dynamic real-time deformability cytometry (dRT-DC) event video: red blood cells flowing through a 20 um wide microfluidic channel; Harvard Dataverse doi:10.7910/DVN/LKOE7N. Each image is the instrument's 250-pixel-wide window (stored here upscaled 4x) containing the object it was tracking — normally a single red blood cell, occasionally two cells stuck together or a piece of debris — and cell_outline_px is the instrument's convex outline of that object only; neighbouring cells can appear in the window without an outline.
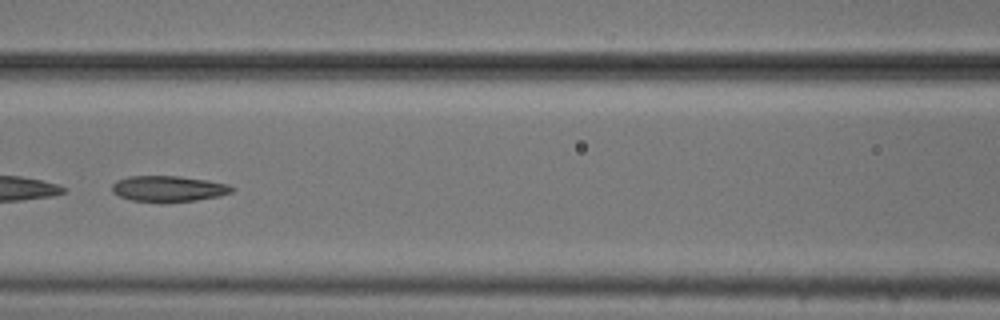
{"species": "common noctule bat (a hibernating species)", "species_latin": "Nyctalus noctula", "temperature_condition": "cold", "stored_images_in_passage": 42, "camera_frame_rate_fps": 3000, "um_per_image_px": 0.085, "animal": {"sex": "male", "body_mass_g": 20.5, "forearm_length_mm": 52.5}, "frame": {"image": 1, "passage_image": 13, "time_ms": 4.0, "image_size_px": [1000, 320], "cell_outline_px": [[236, 188], [232, 192], [220, 196], [196, 200], [160, 204], [132, 200], [120, 196], [112, 192], [112, 184], [116, 180], [128, 176], [180, 176], [208, 180], [228, 184]], "centroid_in_image_um": [14.32, 16.06], "position_along_channel_um": 152.3, "area_um2": 18.55}, "authors_computed_cell_mechanics": {"area_um2": 19.5364, "velocity_mm_per_s": 3.7333, "shape_relaxation_time_tau1_ms": null, "shape_relaxation_time_tau2_ms": 3.6185, "deformation_change_tau1": null, "deformation_change_tau2": 0.0972}}